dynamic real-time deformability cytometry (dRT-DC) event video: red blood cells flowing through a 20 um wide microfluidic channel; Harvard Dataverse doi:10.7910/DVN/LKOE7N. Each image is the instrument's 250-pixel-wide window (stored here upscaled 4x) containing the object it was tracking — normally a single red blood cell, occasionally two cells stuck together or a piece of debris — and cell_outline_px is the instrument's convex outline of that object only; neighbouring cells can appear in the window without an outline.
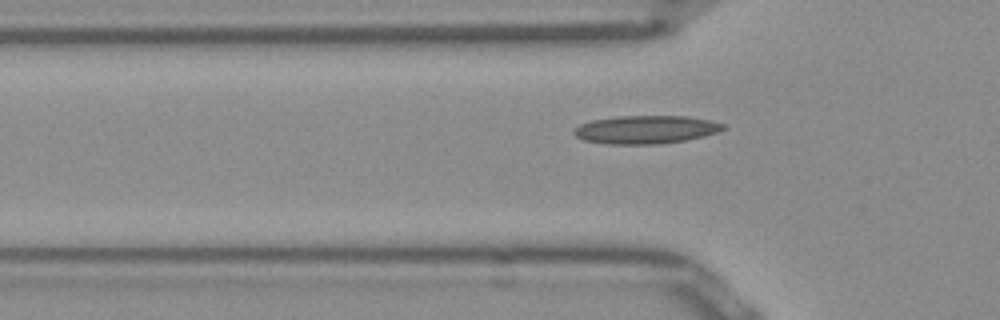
{"species": "Egyptian fruit bat (a non-hibernating species)", "species_latin": "Rousettus aegyptiacus", "temperature_condition": "room temperature", "stored_images_in_passage": 32, "camera_frame_rate_fps": 3000, "um_per_image_px": 0.085, "frame": {"image": 1, "passage_image": 3, "time_ms": 0.667, "image_size_px": [1000, 320], "cell_outline_px": [[728, 128], [704, 136], [684, 140], [660, 144], [604, 144], [584, 140], [576, 136], [572, 132], [572, 128], [580, 124], [592, 120], [616, 116], [688, 116], [708, 120], [724, 124]], "centroid_in_image_um": [54.86, 11.01], "position_along_channel_um": 70.9, "area_um2": 24.62}}
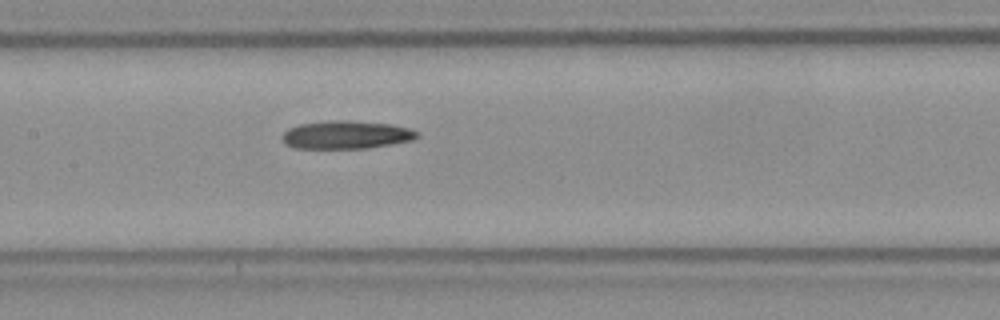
{"frame": {"image": 2, "passage_image": 11, "time_ms": 3.333, "image_size_px": [1000, 320], "cell_outline_px": [[420, 136], [412, 140], [392, 144], [368, 148], [296, 148], [288, 144], [284, 140], [284, 132], [288, 128], [300, 124], [328, 120], [352, 120], [392, 124], [408, 128], [420, 132]], "centroid_in_image_um": [29.49, 11.44], "position_along_channel_um": 177.9, "area_um2": 22.08}}
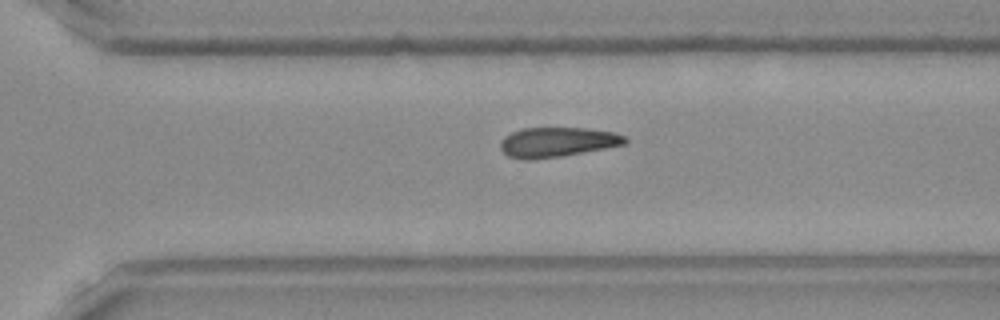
{"frame": {"image": 3, "passage_image": 22, "time_ms": 7.0, "image_size_px": [1000, 320], "cell_outline_px": [[628, 140], [624, 144], [604, 148], [560, 156], [532, 160], [520, 160], [508, 156], [500, 148], [500, 144], [504, 136], [512, 132], [524, 128], [588, 128], [616, 132], [624, 136]], "centroid_in_image_um": [47.34, 12.08], "position_along_channel_um": 323.3, "area_um2": 21.56}}